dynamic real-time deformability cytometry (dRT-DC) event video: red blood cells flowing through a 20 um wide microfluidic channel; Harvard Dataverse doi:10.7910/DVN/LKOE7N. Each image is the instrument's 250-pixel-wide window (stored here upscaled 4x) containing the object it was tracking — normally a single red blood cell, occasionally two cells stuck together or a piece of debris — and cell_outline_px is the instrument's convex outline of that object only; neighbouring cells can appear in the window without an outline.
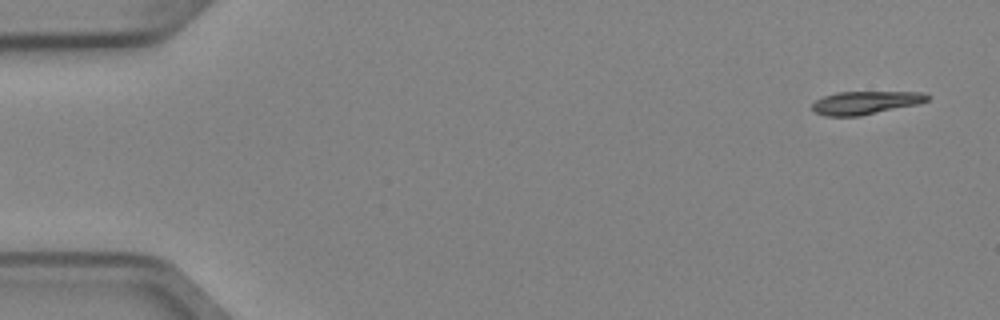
{"species": "Egyptian fruit bat (a non-hibernating species)", "species_latin": "Rousettus aegyptiacus", "temperature_condition": "cold", "stored_images_in_passage": 4, "segment_of_instrument_passage": [2, 2], "camera_frame_rate_fps": 3000, "um_per_image_px": 0.085, "animal": {"sex": "female"}, "frame": {"image": 1, "passage_image": 4, "time_ms": 1.0, "image_size_px": [1000, 320], "cell_outline_px": [[928, 100], [916, 104], [860, 116], [824, 116], [816, 112], [812, 108], [812, 104], [816, 100], [824, 96], [836, 92], [920, 92], [928, 96]], "centroid_in_image_um": [73.51, 8.73], "position_along_channel_um": 11.5, "area_um2": 15.26}}